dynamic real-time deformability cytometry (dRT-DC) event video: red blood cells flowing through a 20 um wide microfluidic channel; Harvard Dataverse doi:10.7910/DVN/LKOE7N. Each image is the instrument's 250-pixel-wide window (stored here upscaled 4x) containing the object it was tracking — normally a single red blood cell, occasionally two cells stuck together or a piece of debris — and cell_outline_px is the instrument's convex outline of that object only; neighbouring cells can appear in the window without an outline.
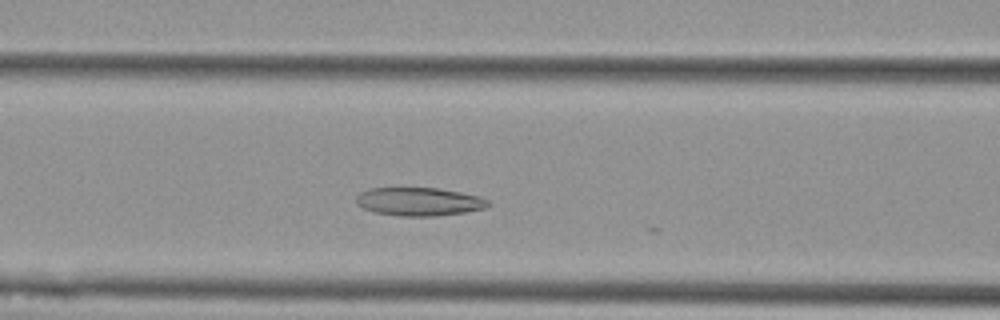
{"species": "Egyptian fruit bat (a non-hibernating species)", "species_latin": "Rousettus aegyptiacus", "temperature_condition": "cold", "stored_images_in_passage": 15, "camera_frame_rate_fps": 3000, "um_per_image_px": 0.085, "animal": {"sex": "female"}, "frame": {"image": 1, "passage_image": 14, "time_ms": 4.333, "image_size_px": [1000, 320], "cell_outline_px": [[492, 204], [484, 208], [464, 212], [436, 216], [400, 216], [376, 212], [364, 208], [356, 204], [356, 196], [360, 192], [368, 188], [436, 188], [460, 192], [480, 196], [488, 200]], "centroid_in_image_um": [35.62, 17.13], "position_along_channel_um": 131.0, "area_um2": 21.73}}